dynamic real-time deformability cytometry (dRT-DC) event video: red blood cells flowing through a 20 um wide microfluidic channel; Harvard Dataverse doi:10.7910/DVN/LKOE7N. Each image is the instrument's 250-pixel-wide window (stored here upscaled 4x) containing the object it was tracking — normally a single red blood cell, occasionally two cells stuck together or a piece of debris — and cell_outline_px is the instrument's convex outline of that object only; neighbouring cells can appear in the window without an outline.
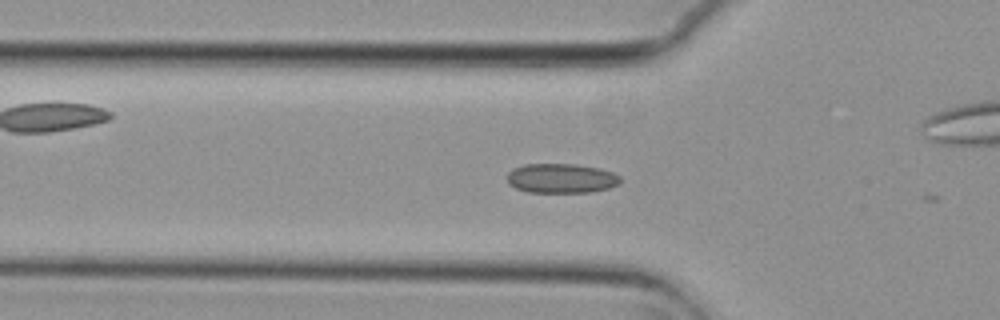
{"species": "common noctule bat (a hibernating species)", "species_latin": "Nyctalus noctula", "temperature_condition": "cold", "stored_images_in_passage": 7, "camera_frame_rate_fps": 3000, "um_per_image_px": 0.085, "animal": {"sex": "female", "body_mass_g": 29.2, "forearm_length_mm": 56.3}, "frame": {"image": 1, "passage_image": 6, "time_ms": 1.667, "image_size_px": [1000, 320], "cell_outline_px": [[620, 184], [608, 188], [592, 192], [528, 192], [516, 188], [508, 184], [508, 172], [512, 168], [524, 164], [576, 164], [600, 168], [612, 172], [620, 176]], "centroid_in_image_um": [47.71, 15.15], "position_along_channel_um": 78.1, "area_um2": 19.59}}